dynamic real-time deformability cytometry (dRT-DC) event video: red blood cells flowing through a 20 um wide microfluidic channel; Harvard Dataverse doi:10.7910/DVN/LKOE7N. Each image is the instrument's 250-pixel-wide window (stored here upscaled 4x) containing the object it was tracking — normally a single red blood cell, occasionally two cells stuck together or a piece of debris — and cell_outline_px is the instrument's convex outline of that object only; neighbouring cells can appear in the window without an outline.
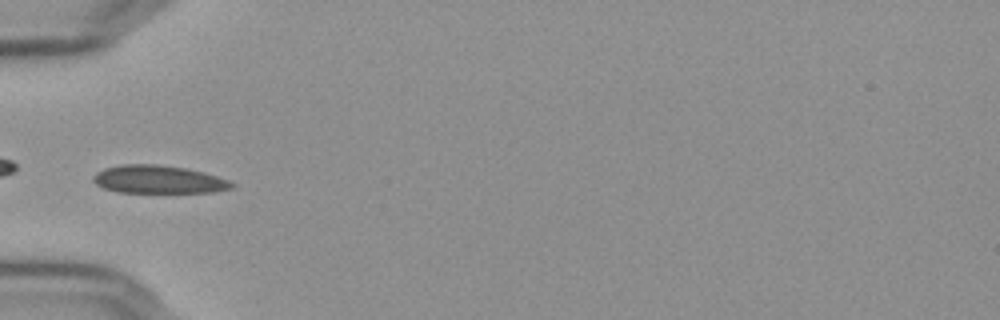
{"species": "Egyptian fruit bat (a non-hibernating species)", "species_latin": "Rousettus aegyptiacus", "temperature_condition": "cold", "stored_images_in_passage": 26, "camera_frame_rate_fps": 3000, "um_per_image_px": 0.085, "frame": {"image": 1, "passage_image": 1, "time_ms": 0.0, "image_size_px": [1000, 320], "cell_outline_px": [[236, 184], [232, 188], [212, 192], [120, 192], [104, 188], [96, 184], [92, 180], [92, 176], [96, 172], [104, 168], [120, 164], [156, 164], [184, 168], [204, 172], [228, 180]], "centroid_in_image_um": [13.44, 15.24], "position_along_channel_um": 71.6, "area_um2": 22.54}, "authors_computed_cell_mechanics": {"area_um2": 22.5131, "velocity_mm_per_s": 3.6123, "shape_relaxation_time_tau1_ms": null, "shape_relaxation_time_tau2_ms": 4.0028, "deformation_change_tau1": null, "deformation_change_tau2": 0.0658}}